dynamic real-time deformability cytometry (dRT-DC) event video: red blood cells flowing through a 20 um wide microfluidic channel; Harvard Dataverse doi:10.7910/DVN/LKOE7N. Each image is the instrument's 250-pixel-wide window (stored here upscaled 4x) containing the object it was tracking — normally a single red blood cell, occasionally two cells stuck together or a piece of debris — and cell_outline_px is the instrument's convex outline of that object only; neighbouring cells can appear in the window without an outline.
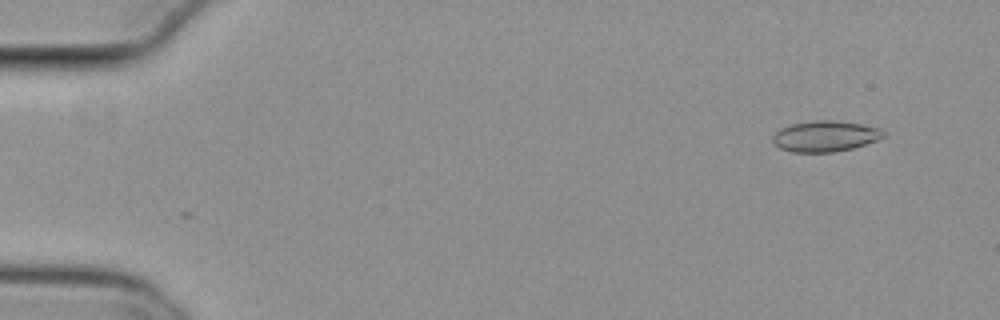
{"species": "common noctule bat (a hibernating species)", "species_latin": "Nyctalus noctula", "temperature_condition": "cold", "stored_images_in_passage": 2, "camera_frame_rate_fps": 3000, "um_per_image_px": 0.085, "animal": {"sex": "female", "body_mass_g": 29.2, "forearm_length_mm": 56.3}, "frame": {"image": 1, "passage_image": 1, "time_ms": 0.0, "image_size_px": [1000, 320], "cell_outline_px": [[884, 136], [876, 140], [852, 148], [832, 152], [792, 152], [780, 148], [772, 140], [772, 136], [780, 128], [792, 124], [812, 120], [832, 120], [860, 124], [880, 128], [884, 132]], "centroid_in_image_um": [70.11, 11.57], "position_along_channel_um": 14.9, "area_um2": 19.71}}